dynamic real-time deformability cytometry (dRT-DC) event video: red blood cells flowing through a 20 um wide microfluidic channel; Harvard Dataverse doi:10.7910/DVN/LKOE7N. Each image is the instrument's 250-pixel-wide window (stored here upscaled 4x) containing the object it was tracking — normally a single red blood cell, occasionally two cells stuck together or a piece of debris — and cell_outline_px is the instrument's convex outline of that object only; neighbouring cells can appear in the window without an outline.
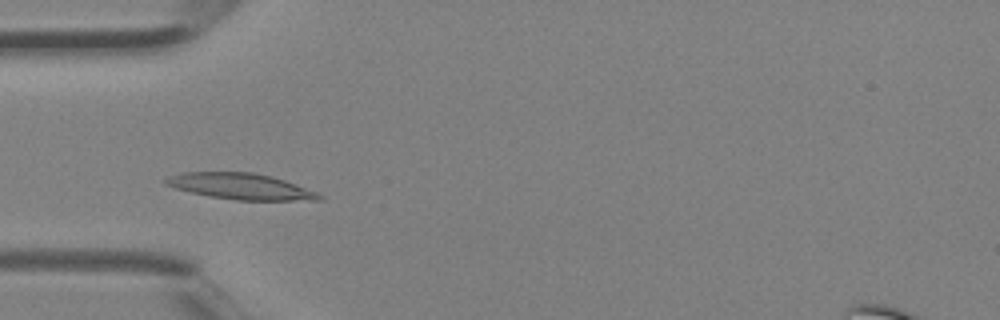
{"species": "Egyptian fruit bat (a non-hibernating species)", "species_latin": "Rousettus aegyptiacus", "temperature_condition": "room temperature", "stored_images_in_passage": 3, "camera_frame_rate_fps": 3000, "um_per_image_px": 0.085, "animal": {"sex": "female"}, "frame": {"image": 1, "passage_image": 3, "time_ms": 0.667, "image_size_px": [1000, 320], "cell_outline_px": [[324, 200], [236, 200], [208, 196], [176, 188], [164, 184], [164, 180], [168, 176], [184, 172], [252, 172], [284, 180], [316, 192], [324, 196]], "centroid_in_image_um": [20.44, 15.84], "position_along_channel_um": 64.6, "area_um2": 23.06}}